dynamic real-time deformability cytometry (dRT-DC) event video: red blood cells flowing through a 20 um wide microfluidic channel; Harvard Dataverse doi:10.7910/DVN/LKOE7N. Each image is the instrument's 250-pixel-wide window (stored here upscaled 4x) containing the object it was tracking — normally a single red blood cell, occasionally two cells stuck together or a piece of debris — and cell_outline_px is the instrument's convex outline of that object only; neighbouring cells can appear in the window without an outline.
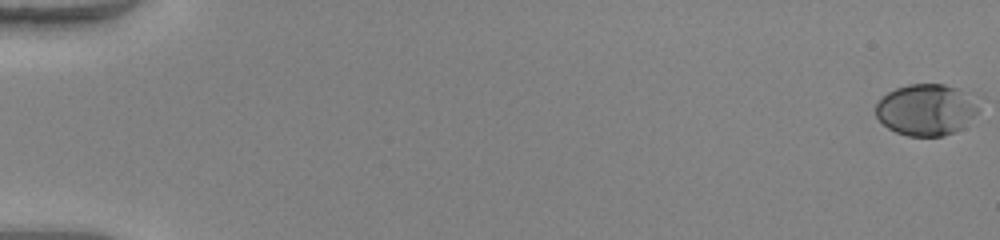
{"species": "human", "species_latin": "Homo sapiens", "temperature_condition": "warm", "stored_images_in_passage": 52, "camera_frame_rate_fps": 3000, "um_per_image_px": 0.085, "donor": {"sex": "female"}, "frame": {"image": 1, "passage_image": 1, "time_ms": 0.0, "image_size_px": [1000, 240], "cell_outline_px": [[976, 112], [956, 132], [944, 136], [908, 136], [896, 132], [888, 128], [876, 116], [876, 104], [888, 92], [896, 88], [908, 84], [944, 84], [956, 88], [976, 104]], "centroid_in_image_um": [78.64, 9.34], "position_along_channel_um": 6.4, "area_um2": 30.0}}
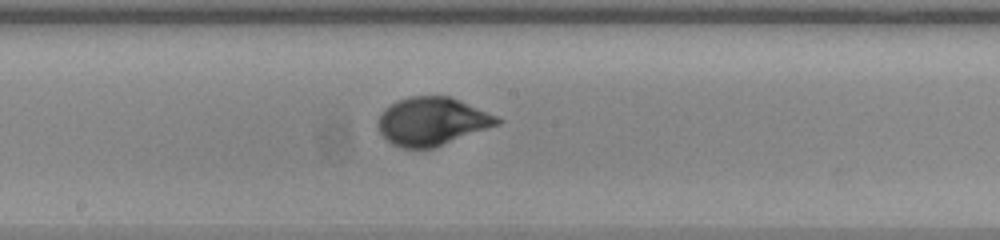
{"frame": {"image": 2, "passage_image": 30, "time_ms": 9.667, "image_size_px": [1000, 240], "cell_outline_px": [[504, 120], [500, 124], [432, 148], [400, 148], [392, 144], [380, 132], [376, 124], [380, 112], [388, 104], [396, 100], [412, 96], [448, 96], [460, 100], [496, 116]], "centroid_in_image_um": [36.68, 10.3], "position_along_channel_um": 211.5, "area_um2": 33.41}}
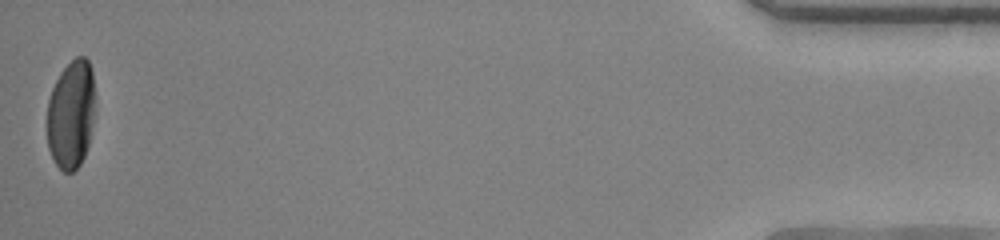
{"frame": {"image": 3, "passage_image": 52, "time_ms": 17.0, "image_size_px": [1000, 240], "cell_outline_px": [[92, 124], [88, 144], [84, 156], [80, 164], [72, 172], [64, 172], [56, 164], [48, 148], [48, 100], [52, 88], [60, 72], [76, 56], [84, 56], [88, 60], [92, 72]], "centroid_in_image_um": [6.01, 9.72], "position_along_channel_um": 429.2, "area_um2": 29.65}, "authors_computed_cell_mechanics": {"area_um2": 31.2698, "velocity_mm_per_s": 4.1192, "shape_relaxation_time_tau1_ms": 2.9345, "shape_relaxation_time_tau2_ms": null, "deformation_change_tau1": 0.1892, "deformation_change_tau2": null}}